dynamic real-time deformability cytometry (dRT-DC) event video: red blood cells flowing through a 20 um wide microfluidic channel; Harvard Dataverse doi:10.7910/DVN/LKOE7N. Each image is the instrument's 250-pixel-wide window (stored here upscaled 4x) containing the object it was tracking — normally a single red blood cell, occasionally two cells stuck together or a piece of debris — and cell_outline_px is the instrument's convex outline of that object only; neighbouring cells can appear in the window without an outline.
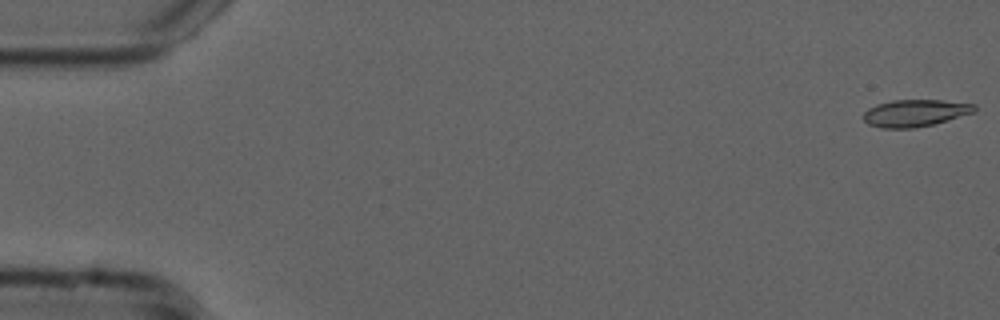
{"species": "common noctule bat (a hibernating species)", "species_latin": "Nyctalus noctula", "temperature_condition": "cold", "stored_images_in_passage": 54, "camera_frame_rate_fps": 3000, "um_per_image_px": 0.085, "animal": {"sex": "male", "forearm_length_mm": 52.5}, "frame": {"image": 1, "passage_image": 1, "time_ms": 0.0, "image_size_px": [1000, 320], "cell_outline_px": [[976, 112], [932, 124], [916, 128], [880, 128], [868, 124], [864, 120], [864, 112], [868, 108], [876, 104], [892, 100], [940, 100], [976, 104]], "centroid_in_image_um": [77.78, 9.6], "position_along_channel_um": 7.2, "area_um2": 17.51}}
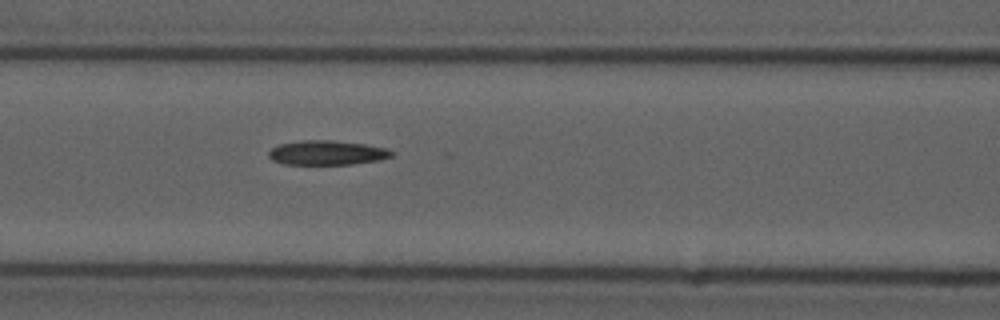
{"frame": {"image": 2, "passage_image": 23, "time_ms": 7.333, "image_size_px": [1000, 320], "cell_outline_px": [[396, 152], [392, 156], [380, 160], [352, 164], [284, 164], [272, 160], [268, 156], [268, 152], [272, 148], [280, 144], [304, 140], [332, 140], [364, 144], [388, 148]], "centroid_in_image_um": [27.83, 12.98], "position_along_channel_um": 138.8, "area_um2": 17.57}}
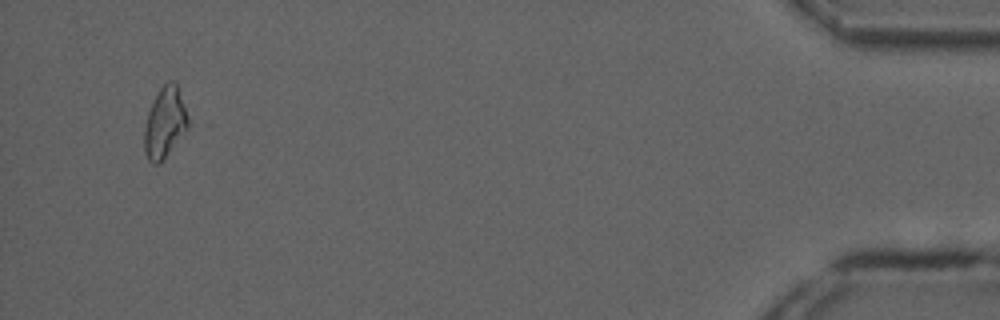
{"frame": {"image": 3, "passage_image": 52, "time_ms": 17.0, "image_size_px": [1000, 320], "cell_outline_px": [[196, 124], [164, 160], [160, 164], [152, 164], [148, 160], [144, 152], [144, 128], [148, 112], [156, 92], [168, 80], [172, 80], [176, 84]], "centroid_in_image_um": [14.13, 10.46], "position_along_channel_um": 421.1, "area_um2": 19.65}}